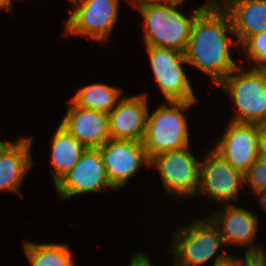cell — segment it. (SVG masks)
Here are the masks:
<instances>
[{
  "mask_svg": "<svg viewBox=\"0 0 266 266\" xmlns=\"http://www.w3.org/2000/svg\"><path fill=\"white\" fill-rule=\"evenodd\" d=\"M59 124L86 148H99L111 139L107 113L75 106L69 99Z\"/></svg>",
  "mask_w": 266,
  "mask_h": 266,
  "instance_id": "16",
  "label": "cell"
},
{
  "mask_svg": "<svg viewBox=\"0 0 266 266\" xmlns=\"http://www.w3.org/2000/svg\"><path fill=\"white\" fill-rule=\"evenodd\" d=\"M237 204L219 205L207 216L218 227L223 242L226 246H244V254L264 253V248L259 243H254L258 232V217L255 212ZM254 212V213H253ZM211 213V214H210Z\"/></svg>",
  "mask_w": 266,
  "mask_h": 266,
  "instance_id": "12",
  "label": "cell"
},
{
  "mask_svg": "<svg viewBox=\"0 0 266 266\" xmlns=\"http://www.w3.org/2000/svg\"><path fill=\"white\" fill-rule=\"evenodd\" d=\"M240 49L246 67L266 69V31L248 37L240 45Z\"/></svg>",
  "mask_w": 266,
  "mask_h": 266,
  "instance_id": "21",
  "label": "cell"
},
{
  "mask_svg": "<svg viewBox=\"0 0 266 266\" xmlns=\"http://www.w3.org/2000/svg\"><path fill=\"white\" fill-rule=\"evenodd\" d=\"M29 266H75L68 244L23 241Z\"/></svg>",
  "mask_w": 266,
  "mask_h": 266,
  "instance_id": "20",
  "label": "cell"
},
{
  "mask_svg": "<svg viewBox=\"0 0 266 266\" xmlns=\"http://www.w3.org/2000/svg\"><path fill=\"white\" fill-rule=\"evenodd\" d=\"M14 0H0V11L14 12Z\"/></svg>",
  "mask_w": 266,
  "mask_h": 266,
  "instance_id": "27",
  "label": "cell"
},
{
  "mask_svg": "<svg viewBox=\"0 0 266 266\" xmlns=\"http://www.w3.org/2000/svg\"><path fill=\"white\" fill-rule=\"evenodd\" d=\"M191 149L170 150L151 159L150 167L157 169L165 193L176 201L197 197L201 157L199 160Z\"/></svg>",
  "mask_w": 266,
  "mask_h": 266,
  "instance_id": "7",
  "label": "cell"
},
{
  "mask_svg": "<svg viewBox=\"0 0 266 266\" xmlns=\"http://www.w3.org/2000/svg\"><path fill=\"white\" fill-rule=\"evenodd\" d=\"M213 266H237V255L232 254L224 261L216 263Z\"/></svg>",
  "mask_w": 266,
  "mask_h": 266,
  "instance_id": "26",
  "label": "cell"
},
{
  "mask_svg": "<svg viewBox=\"0 0 266 266\" xmlns=\"http://www.w3.org/2000/svg\"><path fill=\"white\" fill-rule=\"evenodd\" d=\"M133 255L130 257V262L128 266H155L152 264L150 256L145 252L134 251Z\"/></svg>",
  "mask_w": 266,
  "mask_h": 266,
  "instance_id": "24",
  "label": "cell"
},
{
  "mask_svg": "<svg viewBox=\"0 0 266 266\" xmlns=\"http://www.w3.org/2000/svg\"><path fill=\"white\" fill-rule=\"evenodd\" d=\"M258 158L266 160V124L261 125L259 138Z\"/></svg>",
  "mask_w": 266,
  "mask_h": 266,
  "instance_id": "25",
  "label": "cell"
},
{
  "mask_svg": "<svg viewBox=\"0 0 266 266\" xmlns=\"http://www.w3.org/2000/svg\"><path fill=\"white\" fill-rule=\"evenodd\" d=\"M203 216L171 233L172 244L167 250L173 257L172 266H208L209 262L213 266L232 255L225 249L221 251L226 246L218 227L207 215Z\"/></svg>",
  "mask_w": 266,
  "mask_h": 266,
  "instance_id": "3",
  "label": "cell"
},
{
  "mask_svg": "<svg viewBox=\"0 0 266 266\" xmlns=\"http://www.w3.org/2000/svg\"><path fill=\"white\" fill-rule=\"evenodd\" d=\"M217 0H206L189 14L180 6L140 0L132 4L142 16L143 42L145 46L171 48L185 53L192 25L197 15L210 8ZM179 9V10H177Z\"/></svg>",
  "mask_w": 266,
  "mask_h": 266,
  "instance_id": "2",
  "label": "cell"
},
{
  "mask_svg": "<svg viewBox=\"0 0 266 266\" xmlns=\"http://www.w3.org/2000/svg\"><path fill=\"white\" fill-rule=\"evenodd\" d=\"M200 162L199 190L197 196L210 199L218 205L236 204L245 187L244 173L233 168L210 147Z\"/></svg>",
  "mask_w": 266,
  "mask_h": 266,
  "instance_id": "8",
  "label": "cell"
},
{
  "mask_svg": "<svg viewBox=\"0 0 266 266\" xmlns=\"http://www.w3.org/2000/svg\"><path fill=\"white\" fill-rule=\"evenodd\" d=\"M210 148L233 168L245 173L258 159L261 125L228 120Z\"/></svg>",
  "mask_w": 266,
  "mask_h": 266,
  "instance_id": "11",
  "label": "cell"
},
{
  "mask_svg": "<svg viewBox=\"0 0 266 266\" xmlns=\"http://www.w3.org/2000/svg\"><path fill=\"white\" fill-rule=\"evenodd\" d=\"M120 87L106 83H90L83 85L70 97V101L81 108L110 113L122 98Z\"/></svg>",
  "mask_w": 266,
  "mask_h": 266,
  "instance_id": "19",
  "label": "cell"
},
{
  "mask_svg": "<svg viewBox=\"0 0 266 266\" xmlns=\"http://www.w3.org/2000/svg\"><path fill=\"white\" fill-rule=\"evenodd\" d=\"M147 92L123 96L108 113L111 139L142 141L146 135L149 98Z\"/></svg>",
  "mask_w": 266,
  "mask_h": 266,
  "instance_id": "14",
  "label": "cell"
},
{
  "mask_svg": "<svg viewBox=\"0 0 266 266\" xmlns=\"http://www.w3.org/2000/svg\"><path fill=\"white\" fill-rule=\"evenodd\" d=\"M111 185L118 191L127 186L141 167L150 168L151 160L147 156L144 143L133 140L110 139L98 148Z\"/></svg>",
  "mask_w": 266,
  "mask_h": 266,
  "instance_id": "13",
  "label": "cell"
},
{
  "mask_svg": "<svg viewBox=\"0 0 266 266\" xmlns=\"http://www.w3.org/2000/svg\"><path fill=\"white\" fill-rule=\"evenodd\" d=\"M154 81L166 101H196V93L184 69V53L171 48L144 46Z\"/></svg>",
  "mask_w": 266,
  "mask_h": 266,
  "instance_id": "9",
  "label": "cell"
},
{
  "mask_svg": "<svg viewBox=\"0 0 266 266\" xmlns=\"http://www.w3.org/2000/svg\"><path fill=\"white\" fill-rule=\"evenodd\" d=\"M237 255V266H266V253Z\"/></svg>",
  "mask_w": 266,
  "mask_h": 266,
  "instance_id": "23",
  "label": "cell"
},
{
  "mask_svg": "<svg viewBox=\"0 0 266 266\" xmlns=\"http://www.w3.org/2000/svg\"><path fill=\"white\" fill-rule=\"evenodd\" d=\"M33 139L23 136L0 145V193H20L28 172L34 165Z\"/></svg>",
  "mask_w": 266,
  "mask_h": 266,
  "instance_id": "15",
  "label": "cell"
},
{
  "mask_svg": "<svg viewBox=\"0 0 266 266\" xmlns=\"http://www.w3.org/2000/svg\"><path fill=\"white\" fill-rule=\"evenodd\" d=\"M4 141H5V140H2V139H1V140H0V145H1Z\"/></svg>",
  "mask_w": 266,
  "mask_h": 266,
  "instance_id": "31",
  "label": "cell"
},
{
  "mask_svg": "<svg viewBox=\"0 0 266 266\" xmlns=\"http://www.w3.org/2000/svg\"><path fill=\"white\" fill-rule=\"evenodd\" d=\"M157 3L161 4H170V5H177L181 6L183 5L187 0H151Z\"/></svg>",
  "mask_w": 266,
  "mask_h": 266,
  "instance_id": "28",
  "label": "cell"
},
{
  "mask_svg": "<svg viewBox=\"0 0 266 266\" xmlns=\"http://www.w3.org/2000/svg\"><path fill=\"white\" fill-rule=\"evenodd\" d=\"M246 185L254 194V199L266 194V160L258 158L244 173Z\"/></svg>",
  "mask_w": 266,
  "mask_h": 266,
  "instance_id": "22",
  "label": "cell"
},
{
  "mask_svg": "<svg viewBox=\"0 0 266 266\" xmlns=\"http://www.w3.org/2000/svg\"><path fill=\"white\" fill-rule=\"evenodd\" d=\"M227 11L239 46L250 36L266 31V0H217Z\"/></svg>",
  "mask_w": 266,
  "mask_h": 266,
  "instance_id": "17",
  "label": "cell"
},
{
  "mask_svg": "<svg viewBox=\"0 0 266 266\" xmlns=\"http://www.w3.org/2000/svg\"><path fill=\"white\" fill-rule=\"evenodd\" d=\"M153 111L148 110L146 135L143 140L147 156L170 150L184 149L191 145L188 112L197 101H166Z\"/></svg>",
  "mask_w": 266,
  "mask_h": 266,
  "instance_id": "4",
  "label": "cell"
},
{
  "mask_svg": "<svg viewBox=\"0 0 266 266\" xmlns=\"http://www.w3.org/2000/svg\"><path fill=\"white\" fill-rule=\"evenodd\" d=\"M117 190L108 180L101 152L98 148H87L77 164L54 187L58 200L89 193H102L105 189Z\"/></svg>",
  "mask_w": 266,
  "mask_h": 266,
  "instance_id": "10",
  "label": "cell"
},
{
  "mask_svg": "<svg viewBox=\"0 0 266 266\" xmlns=\"http://www.w3.org/2000/svg\"><path fill=\"white\" fill-rule=\"evenodd\" d=\"M227 11L216 1L196 17L185 59L188 66L199 70L219 85L239 65L232 57V48H240ZM234 39V40H233ZM231 48V49H230Z\"/></svg>",
  "mask_w": 266,
  "mask_h": 266,
  "instance_id": "1",
  "label": "cell"
},
{
  "mask_svg": "<svg viewBox=\"0 0 266 266\" xmlns=\"http://www.w3.org/2000/svg\"><path fill=\"white\" fill-rule=\"evenodd\" d=\"M127 1H128V3H130L132 5L133 3L140 1V0H127Z\"/></svg>",
  "mask_w": 266,
  "mask_h": 266,
  "instance_id": "30",
  "label": "cell"
},
{
  "mask_svg": "<svg viewBox=\"0 0 266 266\" xmlns=\"http://www.w3.org/2000/svg\"><path fill=\"white\" fill-rule=\"evenodd\" d=\"M232 104L228 120L266 124V69L240 65L219 85Z\"/></svg>",
  "mask_w": 266,
  "mask_h": 266,
  "instance_id": "5",
  "label": "cell"
},
{
  "mask_svg": "<svg viewBox=\"0 0 266 266\" xmlns=\"http://www.w3.org/2000/svg\"><path fill=\"white\" fill-rule=\"evenodd\" d=\"M256 204L263 210L266 214V194H263L260 198L256 200Z\"/></svg>",
  "mask_w": 266,
  "mask_h": 266,
  "instance_id": "29",
  "label": "cell"
},
{
  "mask_svg": "<svg viewBox=\"0 0 266 266\" xmlns=\"http://www.w3.org/2000/svg\"><path fill=\"white\" fill-rule=\"evenodd\" d=\"M63 33L67 38L87 37L106 44L118 23L121 0H72ZM106 42V43H105Z\"/></svg>",
  "mask_w": 266,
  "mask_h": 266,
  "instance_id": "6",
  "label": "cell"
},
{
  "mask_svg": "<svg viewBox=\"0 0 266 266\" xmlns=\"http://www.w3.org/2000/svg\"><path fill=\"white\" fill-rule=\"evenodd\" d=\"M49 149V169L55 187L77 164L87 148L59 124L52 133Z\"/></svg>",
  "mask_w": 266,
  "mask_h": 266,
  "instance_id": "18",
  "label": "cell"
}]
</instances>
